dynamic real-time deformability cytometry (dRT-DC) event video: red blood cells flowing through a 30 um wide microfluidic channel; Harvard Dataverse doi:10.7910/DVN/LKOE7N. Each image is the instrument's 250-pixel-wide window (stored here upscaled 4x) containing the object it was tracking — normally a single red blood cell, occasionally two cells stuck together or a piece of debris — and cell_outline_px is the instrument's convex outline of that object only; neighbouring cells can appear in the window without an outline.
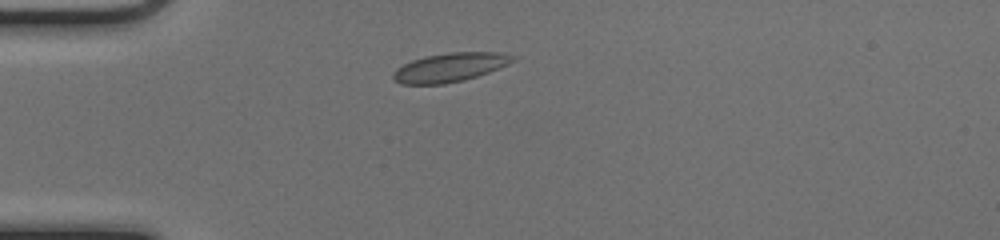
{"species": "common noctule bat (a hibernating species)", "species_latin": "Nyctalus noctula", "temperature_condition": "cold", "stored_images_in_passage": 38, "camera_frame_rate_fps": 3000, "um_per_image_px": 0.085, "animal": {"sex": "female", "body_mass_g": 17.0, "forearm_length_mm": 48.0}, "frame": {"image": 1, "passage_image": 1, "time_ms": 0.0, "image_size_px": [1000, 240], "cell_outline_px": [[516, 60], [508, 64], [488, 72], [464, 80], [444, 84], [400, 84], [392, 80], [392, 72], [396, 68], [412, 60], [428, 56], [448, 52], [500, 52], [516, 56]], "centroid_in_image_um": [38.23, 5.73], "position_along_channel_um": 46.8, "area_um2": 20.17}}
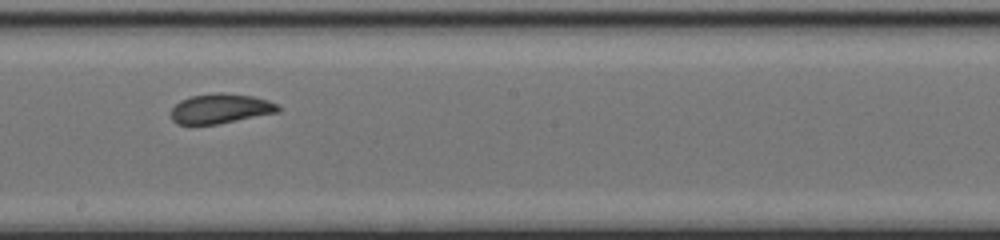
{"frame": {"image": 2, "passage_image": 16, "time_ms": 5.0, "image_size_px": [1000, 240], "cell_outline_px": [[280, 112], [216, 124], [176, 124], [172, 120], [172, 108], [180, 100], [192, 96], [216, 92], [220, 92], [252, 96], [268, 100], [276, 104], [280, 108]], "centroid_in_image_um": [18.74, 9.23], "position_along_channel_um": 229.5, "area_um2": 18.44}}
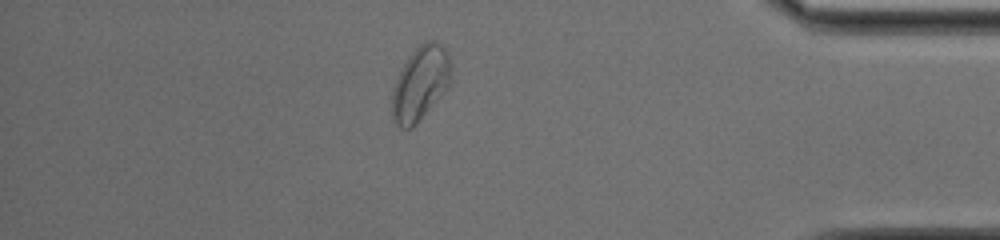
{"frame": {"image": 3, "passage_image": 31, "time_ms": 10.0, "image_size_px": [1000, 240], "cell_outline_px": [[452, 80], [416, 124], [412, 128], [400, 128], [392, 120], [392, 88], [408, 56], [424, 40], [436, 40], [448, 52], [452, 64]], "centroid_in_image_um": [35.73, 7.05], "position_along_channel_um": 399.5, "area_um2": 25.43}, "authors_computed_cell_mechanics": {"area_um2": 19.6809, "velocity_mm_per_s": 4.079, "shape_relaxation_time_tau1_ms": 4.6232, "shape_relaxation_time_tau2_ms": null, "deformation_change_tau1": 0.1372, "deformation_change_tau2": null}}